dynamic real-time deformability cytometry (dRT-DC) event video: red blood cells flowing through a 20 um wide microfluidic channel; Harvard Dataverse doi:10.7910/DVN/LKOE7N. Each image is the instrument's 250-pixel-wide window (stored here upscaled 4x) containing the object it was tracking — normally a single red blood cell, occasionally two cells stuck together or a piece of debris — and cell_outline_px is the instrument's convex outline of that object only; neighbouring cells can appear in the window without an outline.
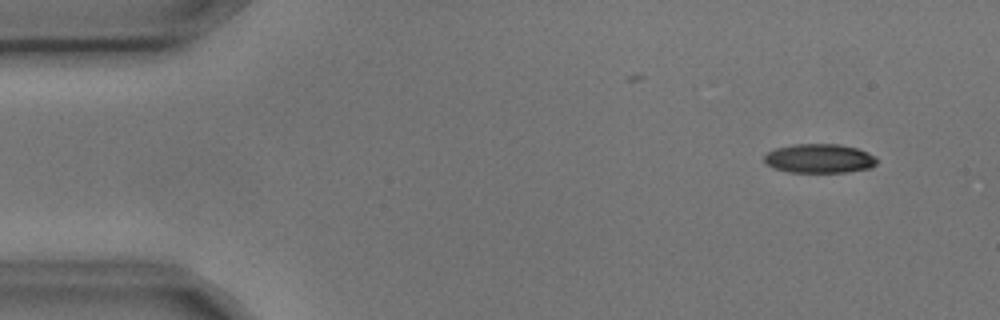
{"species": "common noctule bat (a hibernating species)", "species_latin": "Nyctalus noctula", "temperature_condition": "cold", "stored_images_in_passage": 5, "camera_frame_rate_fps": 3000, "um_per_image_px": 0.085, "animal": {"sex": "male", "body_mass_g": 17.9, "forearm_length_mm": 54.2}, "frame": {"image": 1, "passage_image": 2, "time_ms": 0.333, "image_size_px": [1000, 320], "cell_outline_px": [[876, 164], [872, 168], [848, 172], [788, 172], [772, 168], [764, 160], [764, 156], [768, 152], [776, 148], [792, 144], [840, 144], [856, 148], [868, 152], [876, 156]], "centroid_in_image_um": [69.66, 13.47], "position_along_channel_um": 15.3, "area_um2": 19.25}}
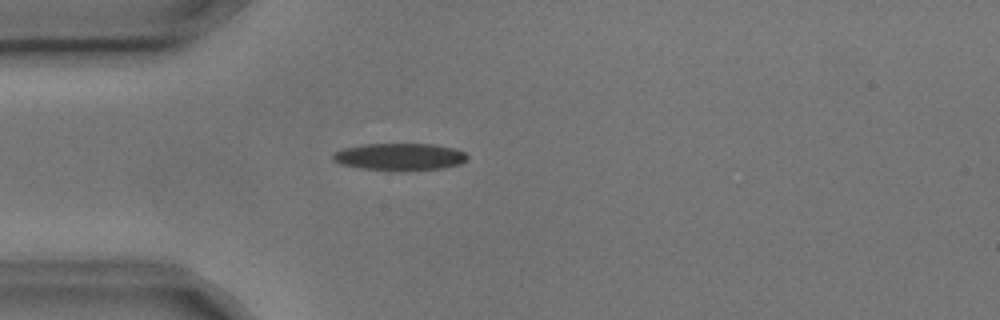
{"frame": {"image": 2, "passage_image": 5, "time_ms": 1.333, "image_size_px": [1000, 320], "cell_outline_px": [[468, 156], [460, 164], [440, 168], [396, 172], [360, 168], [340, 164], [332, 160], [332, 156], [336, 152], [344, 148], [364, 144], [432, 144], [456, 148], [464, 152]], "centroid_in_image_um": [33.95, 13.34], "position_along_channel_um": 51.0, "area_um2": 21.44}}